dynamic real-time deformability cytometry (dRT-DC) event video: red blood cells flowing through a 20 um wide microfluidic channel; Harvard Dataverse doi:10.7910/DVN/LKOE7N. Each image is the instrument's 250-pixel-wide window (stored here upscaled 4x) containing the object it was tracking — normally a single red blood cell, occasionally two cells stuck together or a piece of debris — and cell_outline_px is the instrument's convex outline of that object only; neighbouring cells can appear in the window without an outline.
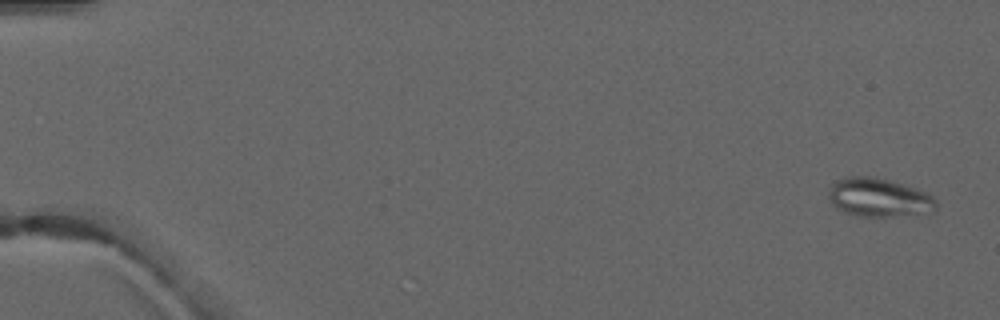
{"species": "common noctule bat (a hibernating species)", "species_latin": "Nyctalus noctula", "temperature_condition": "warm", "stored_images_in_passage": 6, "segment_of_instrument_passage": [1, 2], "camera_frame_rate_fps": 3000, "um_per_image_px": 0.085, "animal": {"sex": "male", "forearm_length_mm": 52.5}, "frame": {"image": 1, "passage_image": 1, "time_ms": 0.0, "image_size_px": [1000, 320], "cell_outline_px": [[936, 208], [932, 212], [892, 216], [860, 216], [844, 212], [836, 208], [832, 204], [828, 196], [828, 192], [832, 184], [836, 180], [848, 176], [872, 176], [892, 180], [928, 192], [936, 200]], "centroid_in_image_um": [74.7, 16.77], "position_along_channel_um": 10.3, "area_um2": 24.39}}
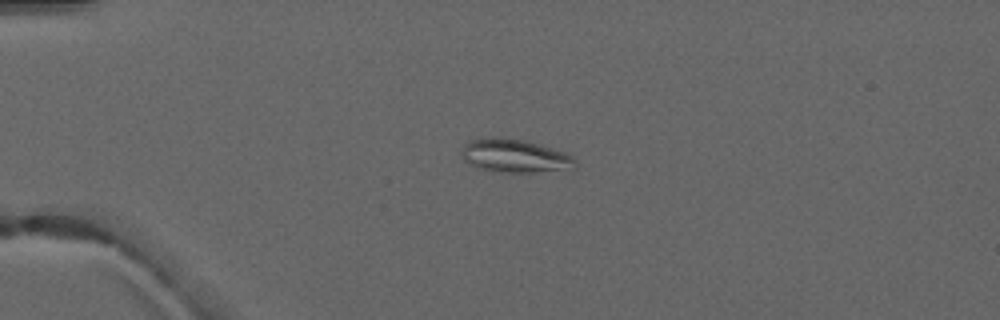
{"frame": {"image": 2, "passage_image": 4, "time_ms": 3.667, "image_size_px": [1000, 320], "cell_outline_px": [[576, 164], [572, 168], [532, 172], [500, 172], [480, 168], [464, 160], [460, 156], [464, 144], [480, 136], [492, 136], [524, 140], [564, 152], [572, 156], [576, 160]], "centroid_in_image_um": [43.7, 13.22], "position_along_channel_um": 41.3, "area_um2": 21.91}}